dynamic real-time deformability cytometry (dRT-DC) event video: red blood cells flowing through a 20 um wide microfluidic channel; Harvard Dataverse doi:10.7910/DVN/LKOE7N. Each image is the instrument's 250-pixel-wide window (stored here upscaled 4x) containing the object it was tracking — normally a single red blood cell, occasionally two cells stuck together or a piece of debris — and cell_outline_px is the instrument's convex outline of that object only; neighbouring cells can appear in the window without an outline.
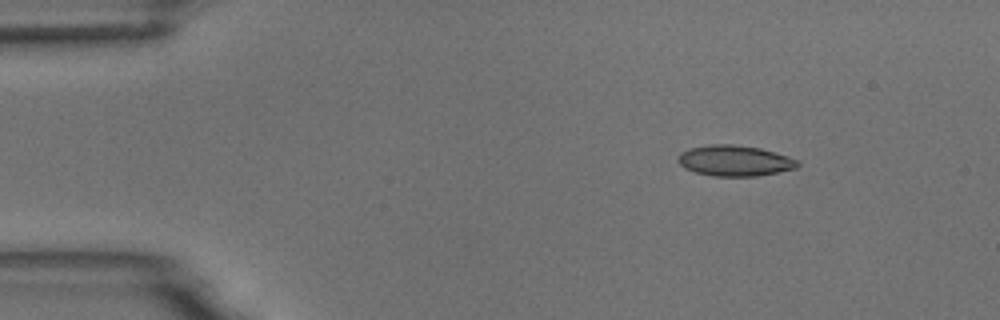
{"species": "common noctule bat (a hibernating species)", "species_latin": "Nyctalus noctula", "temperature_condition": "room temperature", "stored_images_in_passage": 5, "camera_frame_rate_fps": 3000, "um_per_image_px": 0.085, "animal": {"sex": "male", "body_mass_g": 18.8}, "frame": {"image": 1, "passage_image": 2, "time_ms": 1.333, "image_size_px": [1000, 320], "cell_outline_px": [[800, 164], [796, 168], [756, 176], [712, 176], [696, 172], [684, 168], [676, 160], [680, 152], [688, 148], [708, 144], [732, 144], [760, 148], [788, 156], [796, 160]], "centroid_in_image_um": [62.39, 13.65], "position_along_channel_um": 22.6, "area_um2": 21.44}}
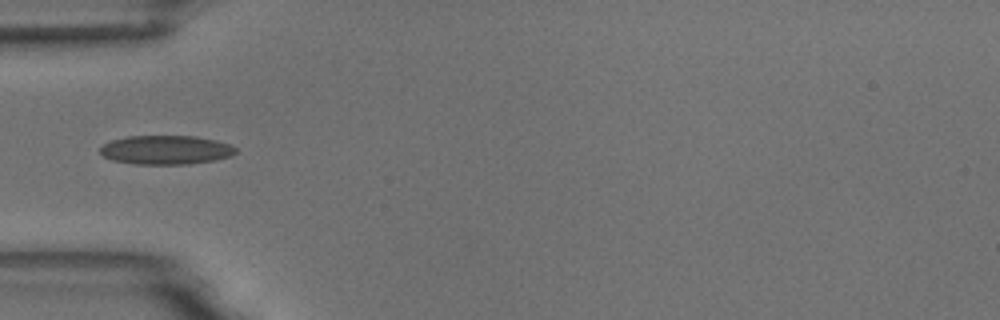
{"frame": {"image": 2, "passage_image": 5, "time_ms": 4.667, "image_size_px": [1000, 320], "cell_outline_px": [[236, 152], [232, 156], [216, 160], [188, 164], [136, 164], [112, 160], [104, 156], [100, 152], [100, 148], [104, 144], [112, 140], [128, 136], [196, 136], [216, 140], [232, 144], [236, 148]], "centroid_in_image_um": [14.15, 12.74], "position_along_channel_um": 70.9, "area_um2": 23.0}}